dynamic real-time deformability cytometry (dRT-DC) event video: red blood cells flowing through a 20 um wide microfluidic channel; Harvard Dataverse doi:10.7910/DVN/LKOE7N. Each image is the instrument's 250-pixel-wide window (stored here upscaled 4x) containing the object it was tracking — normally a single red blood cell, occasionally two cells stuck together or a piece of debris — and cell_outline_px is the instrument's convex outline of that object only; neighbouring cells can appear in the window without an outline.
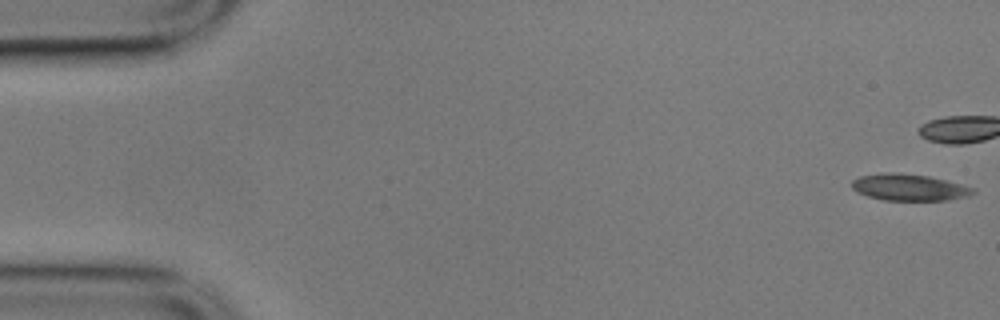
{"species": "common noctule bat (a hibernating species)", "species_latin": "Nyctalus noctula", "temperature_condition": "cold", "stored_images_in_passage": 17, "camera_frame_rate_fps": 3000, "um_per_image_px": 0.085, "animal": {"sex": "male", "body_mass_g": 17.9}, "frame": {"image": 1, "passage_image": 1, "time_ms": 0.0, "image_size_px": [1000, 320], "cell_outline_px": [[976, 192], [968, 196], [944, 200], [884, 200], [868, 196], [856, 192], [852, 188], [852, 180], [860, 176], [888, 172], [892, 172], [928, 176], [976, 188]], "centroid_in_image_um": [77.26, 15.93], "position_along_channel_um": 7.7, "area_um2": 18.61}}